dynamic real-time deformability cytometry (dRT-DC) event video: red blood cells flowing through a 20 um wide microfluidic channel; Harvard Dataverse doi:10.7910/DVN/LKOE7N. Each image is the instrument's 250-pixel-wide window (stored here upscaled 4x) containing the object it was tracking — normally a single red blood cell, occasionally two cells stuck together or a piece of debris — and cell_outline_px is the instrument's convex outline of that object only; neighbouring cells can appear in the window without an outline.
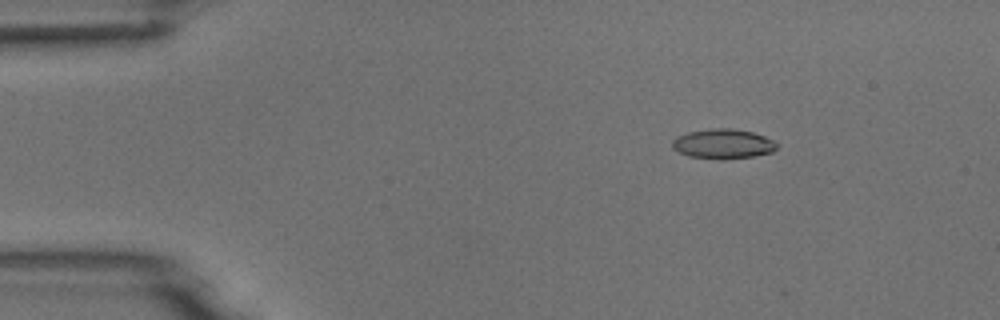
{"species": "common noctule bat (a hibernating species)", "species_latin": "Nyctalus noctula", "temperature_condition": "room temperature", "stored_images_in_passage": 5, "camera_frame_rate_fps": 3000, "um_per_image_px": 0.085, "animal": {"sex": "male", "body_mass_g": 18.8}, "frame": {"image": 1, "passage_image": 2, "time_ms": 2.0, "image_size_px": [1000, 320], "cell_outline_px": [[776, 148], [772, 152], [752, 156], [688, 156], [672, 148], [672, 140], [676, 136], [688, 132], [712, 128], [732, 128], [752, 132], [764, 136], [772, 140], [776, 144]], "centroid_in_image_um": [61.43, 12.16], "position_along_channel_um": 23.6, "area_um2": 17.17}}